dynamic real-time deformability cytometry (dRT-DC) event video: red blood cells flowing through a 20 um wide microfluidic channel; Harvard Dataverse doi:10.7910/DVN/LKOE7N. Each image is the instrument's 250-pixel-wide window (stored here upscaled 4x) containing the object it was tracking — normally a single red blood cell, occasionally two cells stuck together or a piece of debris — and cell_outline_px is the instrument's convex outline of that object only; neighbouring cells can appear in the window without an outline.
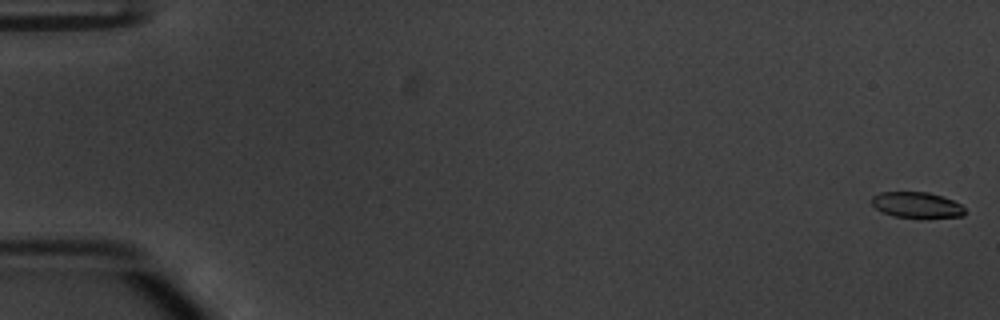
{"species": "common noctule bat (a hibernating species)", "species_latin": "Nyctalus noctula", "temperature_condition": "warm", "stored_images_in_passage": 55, "camera_frame_rate_fps": 3000, "um_per_image_px": 0.085, "animal": {"sex": "male", "body_mass_g": 20.1, "forearm_length_mm": 53.5}, "frame": {"image": 1, "passage_image": 1, "time_ms": 0.0, "image_size_px": [1000, 320], "cell_outline_px": [[964, 216], [892, 216], [876, 208], [872, 204], [872, 196], [880, 192], [928, 192], [952, 200], [960, 204], [964, 208]], "centroid_in_image_um": [77.88, 17.39], "position_along_channel_um": 7.1, "area_um2": 13.41}}
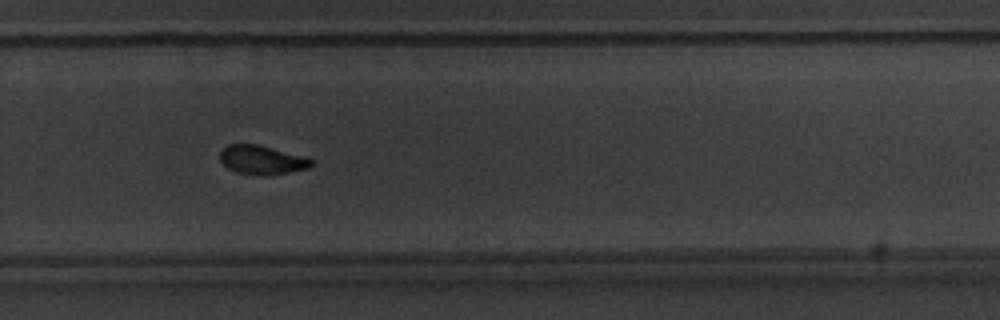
{"frame": {"image": 2, "passage_image": 37, "time_ms": 12.0, "image_size_px": [1000, 320], "cell_outline_px": [[312, 164], [308, 168], [288, 172], [236, 172], [228, 168], [220, 160], [220, 152], [228, 144], [256, 144], [308, 156], [312, 160]], "centroid_in_image_um": [22.28, 13.53], "position_along_channel_um": 307.5, "area_um2": 14.68}}
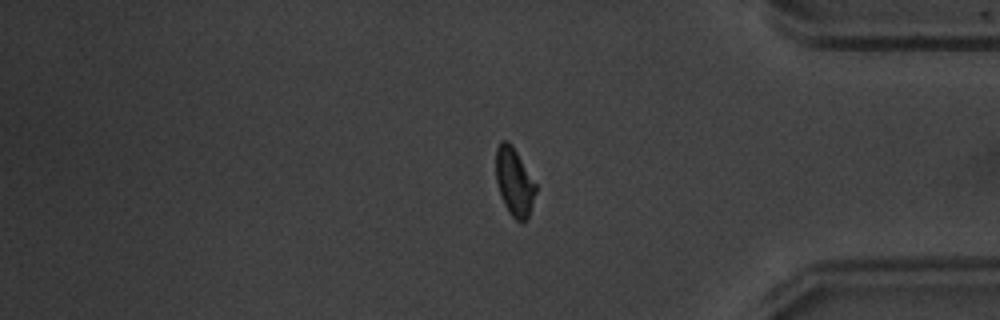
{"frame": {"image": 3, "passage_image": 45, "time_ms": 14.667, "image_size_px": [1000, 320], "cell_outline_px": [[536, 192], [528, 220], [516, 220], [508, 212], [500, 196], [496, 180], [496, 148], [500, 140], [508, 140], [512, 144], [536, 184]], "centroid_in_image_um": [43.71, 15.45], "position_along_channel_um": 391.5, "area_um2": 15.9}, "authors_computed_cell_mechanics": {"area_um2": 15.895, "velocity_mm_per_s": 3.8425, "shape_relaxation_time_tau1_ms": 2.1166, "shape_relaxation_time_tau2_ms": 3.9433, "deformation_change_tau1": 0.1317, "deformation_change_tau2": 0.0699}}